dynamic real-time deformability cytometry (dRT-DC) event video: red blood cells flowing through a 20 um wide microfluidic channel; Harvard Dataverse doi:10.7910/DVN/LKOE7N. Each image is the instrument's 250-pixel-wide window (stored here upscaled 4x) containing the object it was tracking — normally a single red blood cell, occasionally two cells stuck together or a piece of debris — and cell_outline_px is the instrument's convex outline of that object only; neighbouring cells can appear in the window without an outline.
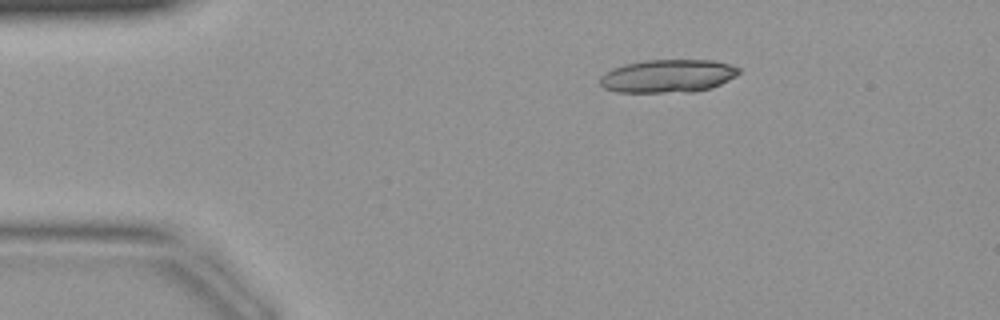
{"species": "common noctule bat (a hibernating species)", "species_latin": "Nyctalus noctula", "temperature_condition": "warm", "stored_images_in_passage": 42, "camera_frame_rate_fps": 3000, "um_per_image_px": 0.085, "animal": {"sex": "female", "body_mass_g": 19.9}, "frame": {"image": 1, "passage_image": 7, "time_ms": 2.0, "image_size_px": [1000, 320], "cell_outline_px": [[740, 72], [736, 76], [712, 88], [696, 92], [616, 92], [604, 88], [600, 84], [600, 76], [604, 72], [612, 68], [624, 64], [644, 60], [716, 60], [732, 64], [740, 68]], "centroid_in_image_um": [56.78, 6.46], "position_along_channel_um": 28.2, "area_um2": 27.17}}
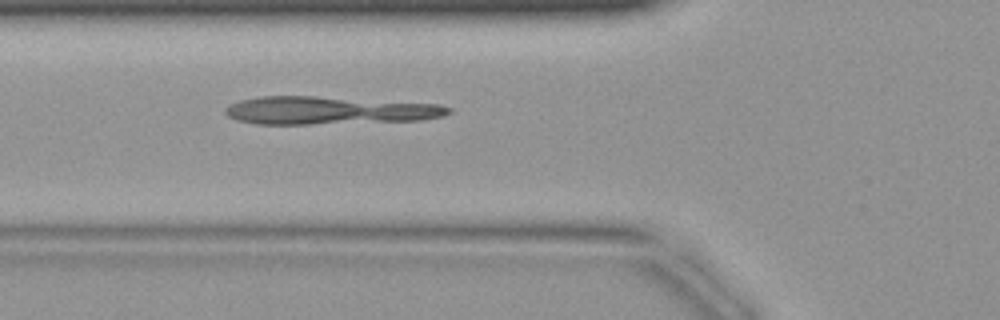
{"frame": {"image": 2, "passage_image": 15, "time_ms": 4.667, "image_size_px": [1000, 320], "cell_outline_px": [[452, 112], [444, 116], [420, 120], [308, 124], [256, 124], [236, 120], [228, 116], [224, 112], [224, 108], [240, 100], [256, 96], [316, 96], [440, 104], [452, 108]], "centroid_in_image_um": [27.96, 9.38], "position_along_channel_um": 97.8, "area_um2": 36.36}}
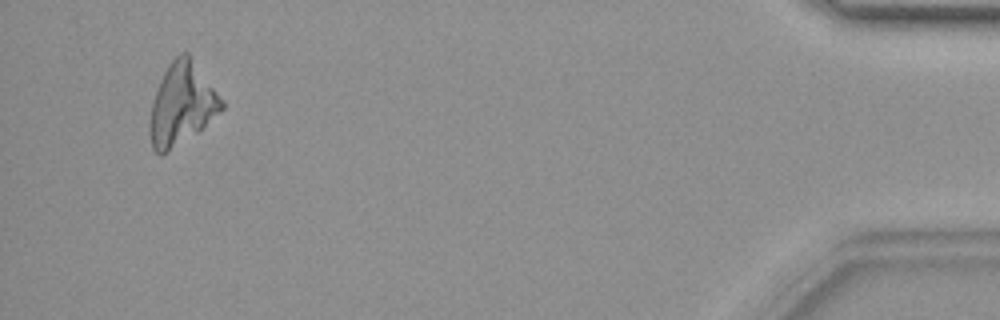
{"frame": {"image": 3, "passage_image": 40, "time_ms": 13.0, "image_size_px": [1000, 320], "cell_outline_px": [[224, 108], [200, 132], [160, 156], [152, 148], [148, 132], [148, 124], [152, 100], [160, 80], [168, 64], [180, 52], [188, 52], [224, 100]], "centroid_in_image_um": [15.45, 8.88], "position_along_channel_um": 419.8, "area_um2": 34.85}}